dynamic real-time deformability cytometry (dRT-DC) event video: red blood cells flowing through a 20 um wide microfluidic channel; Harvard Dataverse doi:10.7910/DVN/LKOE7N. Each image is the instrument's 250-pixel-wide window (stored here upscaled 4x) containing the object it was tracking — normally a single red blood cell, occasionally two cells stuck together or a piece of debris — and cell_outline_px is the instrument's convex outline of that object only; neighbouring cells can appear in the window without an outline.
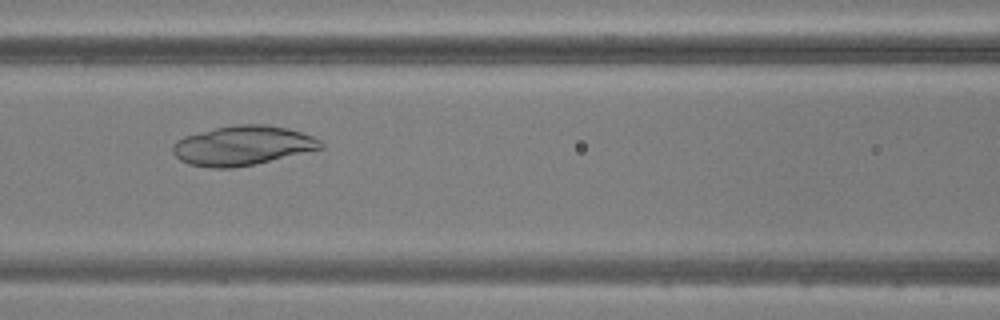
{"species": "common noctule bat (a hibernating species)", "species_latin": "Nyctalus noctula", "temperature_condition": "warm", "stored_images_in_passage": 50, "camera_frame_rate_fps": 3000, "um_per_image_px": 0.085, "animal": {"sex": "male", "body_mass_g": 20.5, "forearm_length_mm": 52.5}, "frame": {"image": 1, "passage_image": 22, "time_ms": 7.0, "image_size_px": [1000, 320], "cell_outline_px": [[324, 148], [256, 164], [232, 168], [212, 168], [188, 164], [180, 160], [172, 152], [172, 144], [176, 140], [184, 136], [216, 128], [240, 124], [264, 124], [288, 128], [312, 136], [320, 140], [324, 144]], "centroid_in_image_um": [20.62, 12.38], "position_along_channel_um": 146.0, "area_um2": 34.1}}
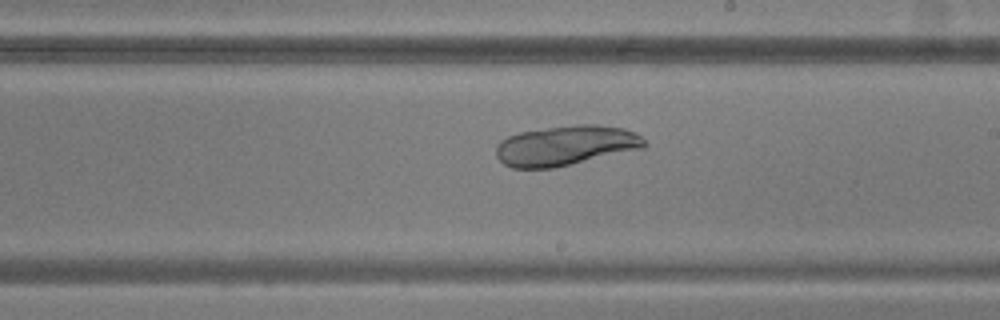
{"frame": {"image": 2, "passage_image": 29, "time_ms": 9.333, "image_size_px": [1000, 320], "cell_outline_px": [[648, 144], [644, 148], [552, 168], [512, 168], [504, 164], [496, 156], [496, 144], [500, 140], [508, 136], [520, 132], [576, 124], [596, 124], [624, 128], [636, 132]], "centroid_in_image_um": [48.09, 12.36], "position_along_channel_um": 240.9, "area_um2": 34.51}}
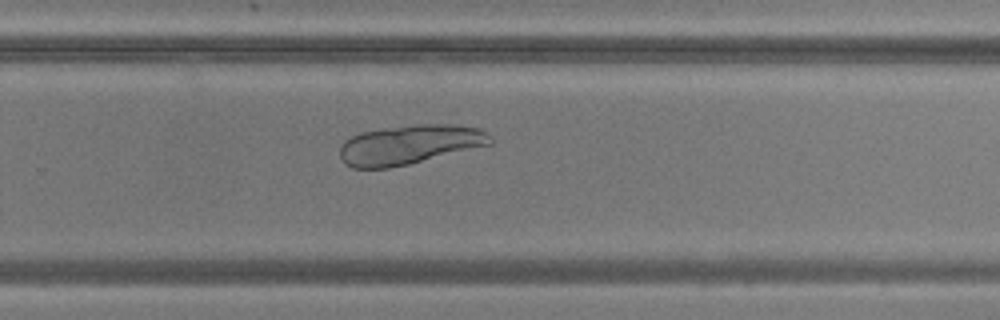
{"frame": {"image": 3, "passage_image": 33, "time_ms": 10.667, "image_size_px": [1000, 320], "cell_outline_px": [[492, 144], [408, 164], [388, 168], [352, 168], [344, 164], [340, 156], [340, 144], [344, 140], [360, 132], [384, 128], [420, 124], [456, 124], [480, 128], [492, 136]], "centroid_in_image_um": [34.8, 12.28], "position_along_channel_um": 295.0, "area_um2": 34.68}}